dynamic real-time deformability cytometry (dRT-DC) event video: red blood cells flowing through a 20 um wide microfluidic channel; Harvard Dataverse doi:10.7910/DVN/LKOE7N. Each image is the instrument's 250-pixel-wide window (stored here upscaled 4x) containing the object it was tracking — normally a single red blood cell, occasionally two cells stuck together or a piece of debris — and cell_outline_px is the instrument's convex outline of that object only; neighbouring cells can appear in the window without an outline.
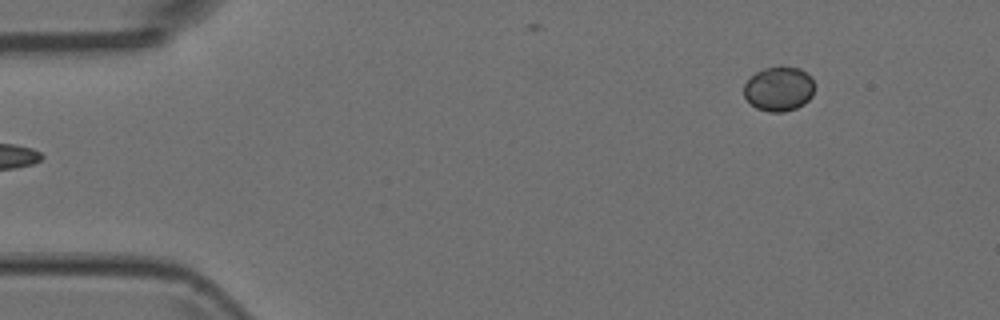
{"species": "Egyptian fruit bat (a non-hibernating species)", "species_latin": "Rousettus aegyptiacus", "temperature_condition": "room temperature", "stored_images_in_passage": 5, "camera_frame_rate_fps": 3000, "um_per_image_px": 0.085, "animal": {"sex": "female"}, "frame": {"image": 1, "passage_image": 5, "time_ms": 1.333, "image_size_px": [1000, 320], "cell_outline_px": [[812, 96], [804, 104], [796, 108], [784, 112], [768, 112], [756, 108], [744, 96], [744, 84], [756, 72], [764, 68], [780, 64], [800, 68], [812, 80]], "centroid_in_image_um": [66.18, 7.53], "position_along_channel_um": 18.8, "area_um2": 18.38}}